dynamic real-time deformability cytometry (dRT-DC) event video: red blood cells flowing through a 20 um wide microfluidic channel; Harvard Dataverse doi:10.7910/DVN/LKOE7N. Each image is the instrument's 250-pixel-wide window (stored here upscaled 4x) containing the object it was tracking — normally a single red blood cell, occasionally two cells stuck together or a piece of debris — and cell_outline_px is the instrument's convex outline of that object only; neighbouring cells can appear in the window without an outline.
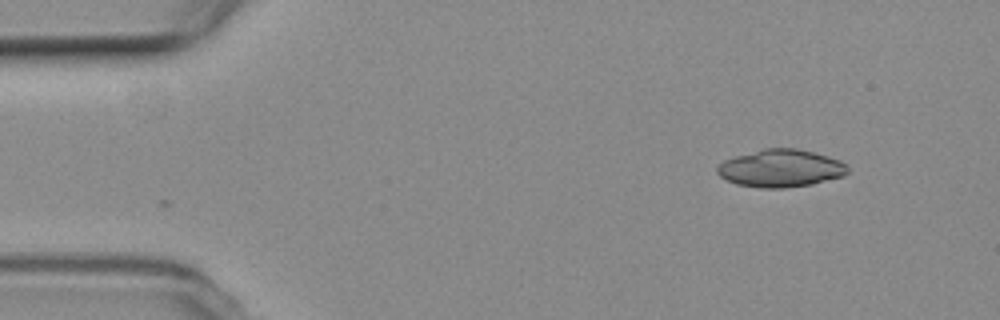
{"species": "common noctule bat (a hibernating species)", "species_latin": "Nyctalus noctula", "temperature_condition": "room temperature", "stored_images_in_passage": 2, "camera_frame_rate_fps": 3000, "um_per_image_px": 0.085, "animal": {"sex": "female", "body_mass_g": 19.3, "forearm_length_mm": 54.1}, "frame": {"image": 1, "passage_image": 2, "time_ms": 1.333, "image_size_px": [1000, 320], "cell_outline_px": [[848, 172], [844, 176], [812, 184], [784, 188], [760, 188], [736, 184], [720, 176], [716, 172], [716, 168], [724, 160], [736, 156], [764, 148], [796, 148], [828, 156], [840, 160], [848, 164]], "centroid_in_image_um": [66.38, 14.31], "position_along_channel_um": 18.6, "area_um2": 28.61}}